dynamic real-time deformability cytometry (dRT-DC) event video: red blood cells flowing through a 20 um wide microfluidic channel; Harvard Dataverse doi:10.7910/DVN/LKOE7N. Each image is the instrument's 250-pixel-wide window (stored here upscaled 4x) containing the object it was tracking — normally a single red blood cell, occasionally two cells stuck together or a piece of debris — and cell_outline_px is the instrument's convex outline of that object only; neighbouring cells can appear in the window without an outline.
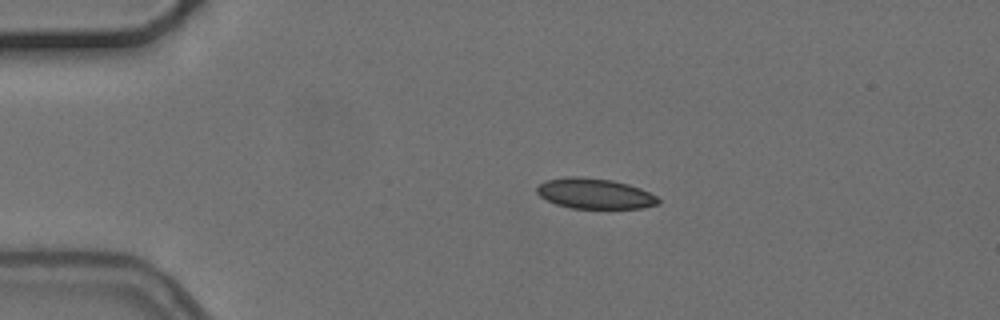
{"species": "common noctule bat (a hibernating species)", "species_latin": "Nyctalus noctula", "temperature_condition": "cold", "stored_images_in_passage": 2, "camera_frame_rate_fps": 3000, "um_per_image_px": 0.085, "animal": {"sex": "female", "body_mass_g": 24.6, "forearm_length_mm": 56.2}, "frame": {"image": 1, "passage_image": 1, "time_ms": 0.0, "image_size_px": [1000, 320], "cell_outline_px": [[660, 204], [644, 208], [572, 208], [556, 204], [540, 196], [536, 192], [536, 188], [544, 180], [568, 176], [580, 176], [612, 180], [628, 184], [640, 188], [656, 196], [660, 200]], "centroid_in_image_um": [50.55, 16.45], "position_along_channel_um": 34.4, "area_um2": 21.56}}